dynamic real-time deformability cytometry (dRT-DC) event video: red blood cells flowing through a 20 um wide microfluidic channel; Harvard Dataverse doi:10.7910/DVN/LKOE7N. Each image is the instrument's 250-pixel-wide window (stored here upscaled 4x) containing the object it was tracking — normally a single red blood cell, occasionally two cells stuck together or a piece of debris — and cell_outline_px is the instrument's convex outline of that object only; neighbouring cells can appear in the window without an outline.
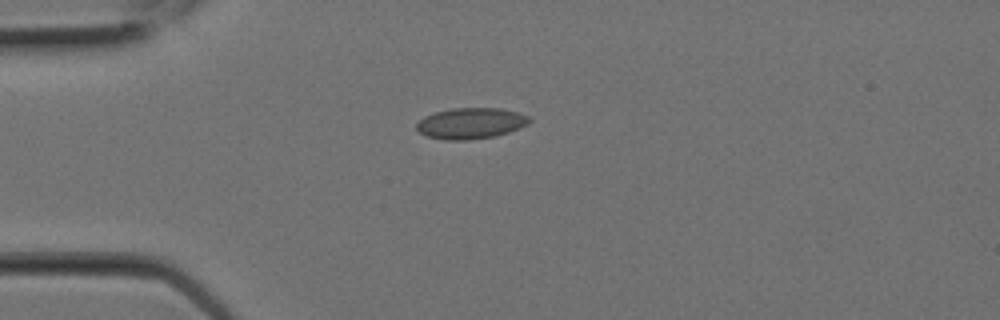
{"species": "Egyptian fruit bat (a non-hibernating species)", "species_latin": "Rousettus aegyptiacus", "temperature_condition": "room temperature", "stored_images_in_passage": 4, "camera_frame_rate_fps": 3000, "um_per_image_px": 0.085, "animal": {"sex": "female"}, "frame": {"image": 1, "passage_image": 1, "time_ms": 0.0, "image_size_px": [1000, 320], "cell_outline_px": [[532, 120], [528, 124], [520, 128], [496, 136], [468, 140], [444, 140], [428, 136], [420, 132], [416, 128], [416, 124], [424, 116], [436, 112], [452, 108], [500, 108], [516, 112], [528, 116]], "centroid_in_image_um": [40.03, 10.48], "position_along_channel_um": 45.0, "area_um2": 20.35}}
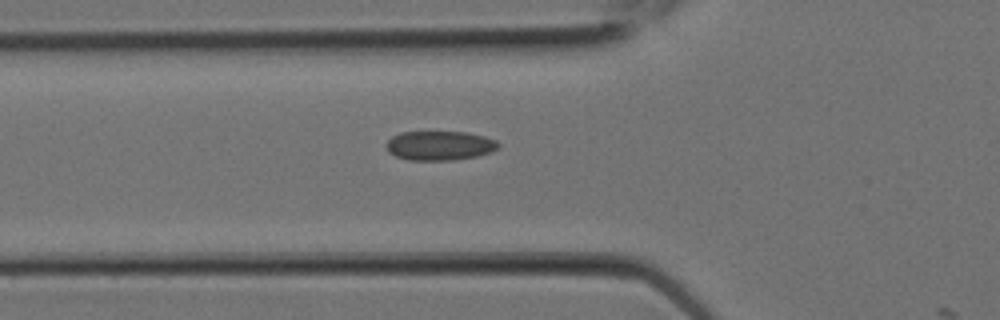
{"frame": {"image": 2, "passage_image": 3, "time_ms": 0.667, "image_size_px": [1000, 320], "cell_outline_px": [[500, 148], [492, 152], [476, 156], [452, 160], [408, 160], [396, 156], [388, 152], [384, 144], [392, 136], [400, 132], [468, 132], [484, 136], [496, 140], [500, 144]], "centroid_in_image_um": [37.37, 12.37], "position_along_channel_um": 88.4, "area_um2": 19.36}}